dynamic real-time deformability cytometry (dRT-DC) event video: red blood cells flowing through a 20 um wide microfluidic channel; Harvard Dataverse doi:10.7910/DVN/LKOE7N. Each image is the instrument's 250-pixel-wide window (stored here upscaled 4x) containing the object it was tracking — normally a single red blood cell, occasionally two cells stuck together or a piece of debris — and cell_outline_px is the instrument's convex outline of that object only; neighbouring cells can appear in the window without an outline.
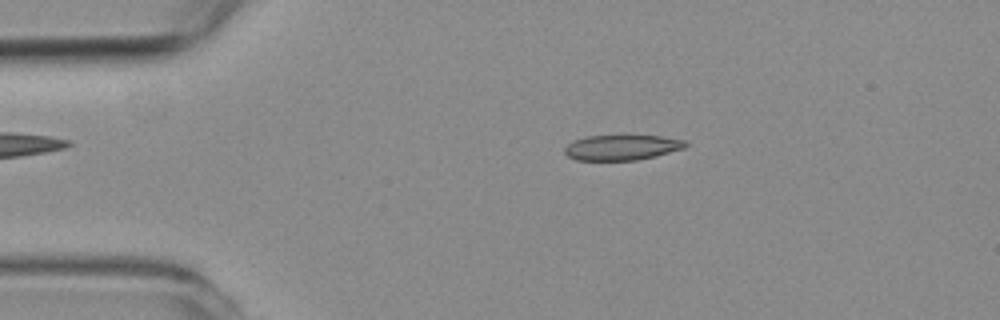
{"species": "common noctule bat (a hibernating species)", "species_latin": "Nyctalus noctula", "temperature_condition": "room temperature", "stored_images_in_passage": 56, "camera_frame_rate_fps": 3000, "um_per_image_px": 0.085, "animal": {"sex": "female", "body_mass_g": 19.3, "forearm_length_mm": 54.1}, "frame": {"image": 1, "passage_image": 10, "time_ms": 3.0, "image_size_px": [1000, 320], "cell_outline_px": [[688, 144], [684, 148], [656, 156], [636, 160], [576, 160], [568, 156], [564, 152], [564, 148], [568, 144], [576, 140], [588, 136], [660, 136], [688, 140]], "centroid_in_image_um": [52.89, 12.54], "position_along_channel_um": 32.1, "area_um2": 17.69}}
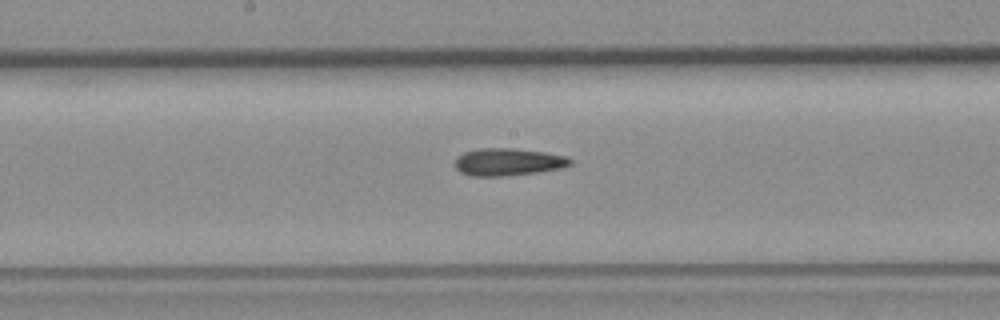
{"frame": {"image": 2, "passage_image": 28, "time_ms": 9.0, "image_size_px": [1000, 320], "cell_outline_px": [[572, 164], [564, 168], [536, 172], [504, 176], [468, 176], [460, 172], [456, 168], [456, 156], [464, 152], [480, 148], [512, 148], [544, 152], [564, 156], [572, 160]], "centroid_in_image_um": [43.17, 13.77], "position_along_channel_um": 205.0, "area_um2": 18.44}}
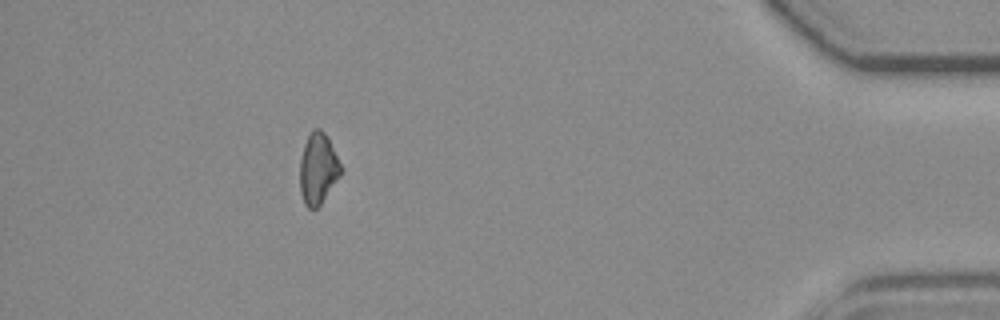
{"frame": {"image": 3, "passage_image": 50, "time_ms": 16.333, "image_size_px": [1000, 320], "cell_outline_px": [[344, 168], [340, 176], [320, 204], [316, 208], [308, 208], [304, 204], [300, 192], [300, 160], [304, 144], [312, 128], [320, 128], [328, 136]], "centroid_in_image_um": [27.05, 14.3], "position_along_channel_um": 408.1, "area_um2": 17.22}}